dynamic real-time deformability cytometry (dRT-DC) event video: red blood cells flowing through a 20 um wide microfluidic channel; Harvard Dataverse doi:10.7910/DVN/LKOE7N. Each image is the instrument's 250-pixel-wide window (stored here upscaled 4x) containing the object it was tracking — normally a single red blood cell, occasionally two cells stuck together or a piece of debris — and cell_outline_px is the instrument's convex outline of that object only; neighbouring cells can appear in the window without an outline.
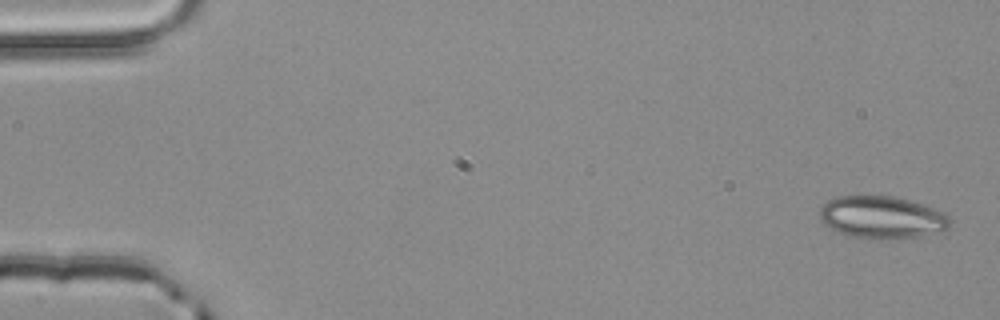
{"species": "common noctule bat (a hibernating species)", "species_latin": "Nyctalus noctula", "temperature_condition": "room temperature", "stored_images_in_passage": 4, "camera_frame_rate_fps": 3000, "um_per_image_px": 0.085, "animal": {"sex": "male", "body_mass_g": 20.4}, "frame": {"image": 1, "passage_image": 1, "time_ms": 0.0, "image_size_px": [1000, 320], "cell_outline_px": [[952, 220], [948, 228], [940, 232], [920, 236], [888, 240], [864, 240], [840, 232], [824, 224], [820, 220], [820, 208], [828, 200], [836, 196], [892, 196], [924, 204], [936, 208], [944, 212]], "centroid_in_image_um": [74.99, 18.49], "position_along_channel_um": 10.0, "area_um2": 32.66}}